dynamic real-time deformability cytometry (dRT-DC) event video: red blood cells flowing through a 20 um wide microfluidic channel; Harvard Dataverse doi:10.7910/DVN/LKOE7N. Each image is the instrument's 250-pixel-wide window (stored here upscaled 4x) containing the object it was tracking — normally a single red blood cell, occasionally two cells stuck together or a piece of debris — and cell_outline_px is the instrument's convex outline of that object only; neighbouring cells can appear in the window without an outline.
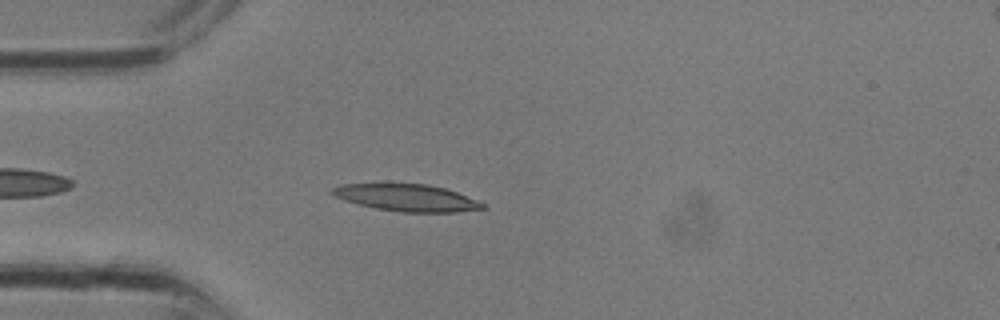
{"species": "common noctule bat (a hibernating species)", "species_latin": "Nyctalus noctula", "temperature_condition": "room temperature", "stored_images_in_passage": 25, "camera_frame_rate_fps": 3000, "um_per_image_px": 0.085, "animal": {"sex": "male", "body_mass_g": 13.3}, "frame": {"image": 1, "passage_image": 3, "time_ms": 0.667, "image_size_px": [1000, 320], "cell_outline_px": [[488, 208], [456, 212], [400, 212], [376, 208], [344, 200], [332, 196], [332, 188], [340, 184], [384, 180], [388, 180], [428, 184], [444, 188], [456, 192], [476, 200], [484, 204]], "centroid_in_image_um": [34.47, 16.74], "position_along_channel_um": 50.5, "area_um2": 24.74}}
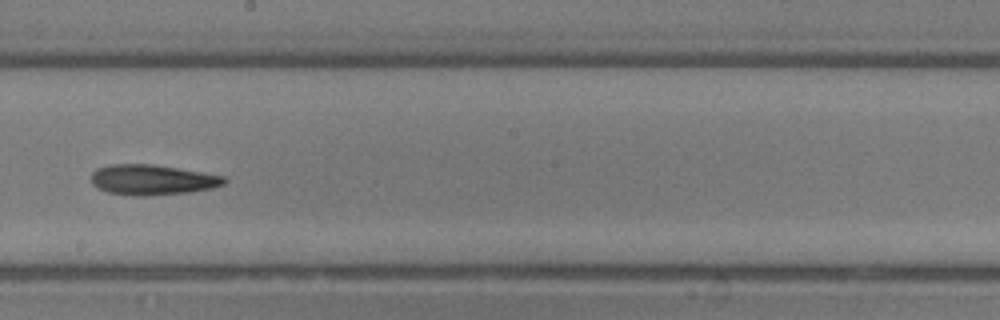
{"frame": {"image": 2, "passage_image": 12, "time_ms": 3.667, "image_size_px": [1000, 320], "cell_outline_px": [[228, 180], [224, 184], [212, 188], [188, 192], [144, 196], [132, 196], [108, 192], [96, 188], [92, 184], [92, 172], [96, 168], [112, 164], [148, 164], [176, 168], [224, 176]], "centroid_in_image_um": [12.91, 15.29], "position_along_channel_um": 235.3, "area_um2": 23.35}}
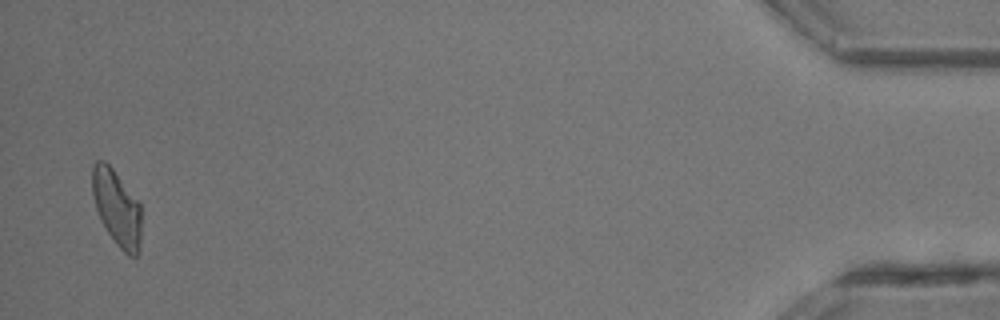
{"frame": {"image": 3, "passage_image": 25, "time_ms": 8.0, "image_size_px": [1000, 320], "cell_outline_px": [[140, 248], [136, 256], [128, 256], [116, 244], [108, 232], [96, 208], [92, 192], [92, 164], [96, 160], [104, 160], [112, 168], [140, 200]], "centroid_in_image_um": [9.94, 17.63], "position_along_channel_um": 425.3, "area_um2": 21.73}}